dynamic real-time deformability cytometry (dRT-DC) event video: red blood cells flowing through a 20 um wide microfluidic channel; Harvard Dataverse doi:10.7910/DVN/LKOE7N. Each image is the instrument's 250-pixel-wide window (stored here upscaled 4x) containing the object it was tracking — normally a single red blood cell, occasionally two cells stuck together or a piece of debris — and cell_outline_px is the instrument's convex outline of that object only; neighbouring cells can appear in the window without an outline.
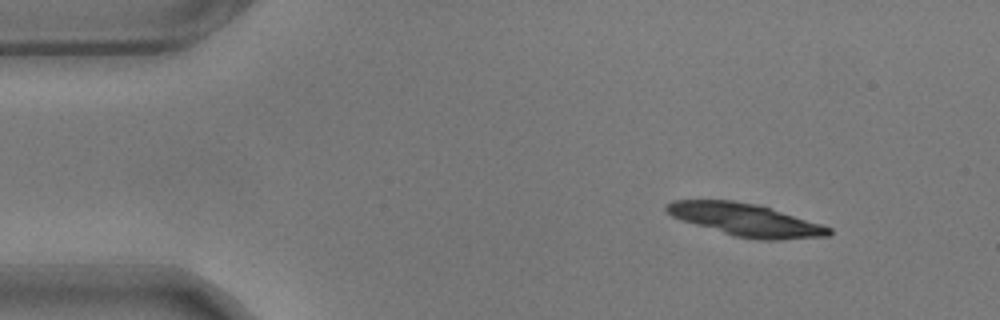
{"species": "common noctule bat (a hibernating species)", "species_latin": "Nyctalus noctula", "temperature_condition": "warm", "stored_images_in_passage": 28, "camera_frame_rate_fps": 3000, "um_per_image_px": 0.085, "animal": {"sex": "male", "body_mass_g": 17.9}, "frame": {"image": 1, "passage_image": 1, "time_ms": 0.0, "image_size_px": [1000, 320], "cell_outline_px": [[832, 232], [828, 236], [780, 240], [760, 240], [732, 236], [680, 220], [672, 216], [664, 208], [664, 204], [672, 200], [732, 200], [756, 204], [820, 224], [832, 228]], "centroid_in_image_um": [63.32, 18.69], "position_along_channel_um": 21.7, "area_um2": 30.69}}
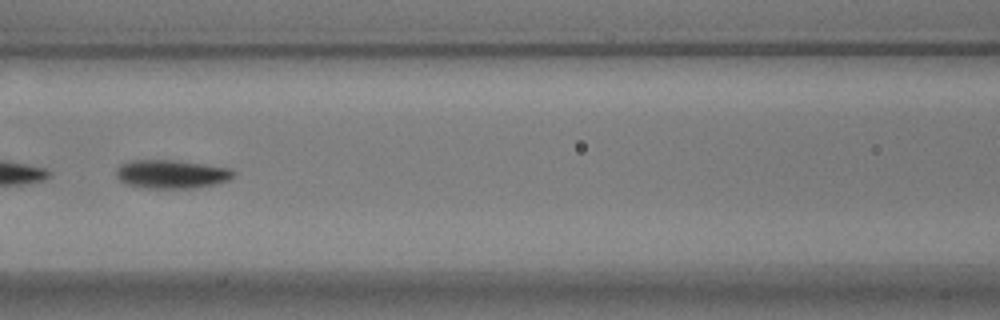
{"frame": {"image": 2, "passage_image": 19, "time_ms": 6.0, "image_size_px": [1000, 320], "cell_outline_px": [[236, 172], [228, 180], [216, 184], [196, 188], [140, 188], [124, 184], [116, 176], [116, 168], [120, 164], [132, 160], [176, 160], [204, 164], [228, 168]], "centroid_in_image_um": [14.53, 14.81], "position_along_channel_um": 152.1, "area_um2": 19.71}}